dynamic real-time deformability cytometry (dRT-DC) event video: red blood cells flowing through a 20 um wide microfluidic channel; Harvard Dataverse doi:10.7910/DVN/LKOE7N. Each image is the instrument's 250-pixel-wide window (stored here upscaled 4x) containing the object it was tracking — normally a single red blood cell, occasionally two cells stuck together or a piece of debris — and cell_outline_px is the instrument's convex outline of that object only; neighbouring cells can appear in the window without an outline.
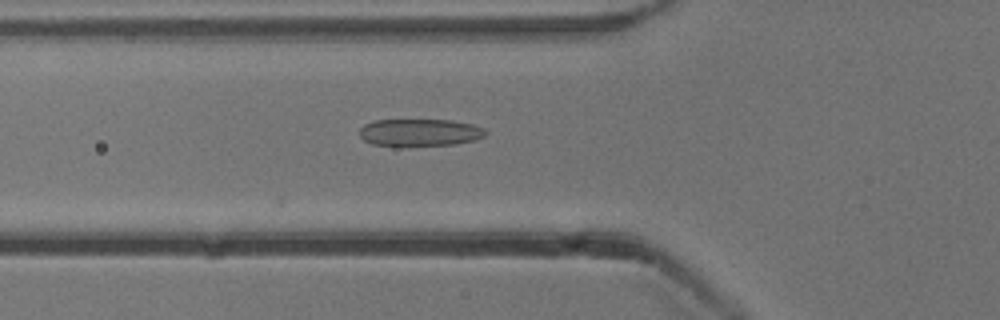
{"species": "common noctule bat (a hibernating species)", "species_latin": "Nyctalus noctula", "temperature_condition": "cold", "stored_images_in_passage": 3, "camera_frame_rate_fps": 3000, "um_per_image_px": 0.085, "animal": {"sex": "male", "body_mass_g": 13.3}, "frame": {"image": 1, "passage_image": 3, "time_ms": 0.667, "image_size_px": [1000, 320], "cell_outline_px": [[488, 132], [484, 136], [476, 140], [452, 144], [372, 144], [364, 140], [360, 136], [360, 128], [364, 124], [372, 120], [452, 120], [472, 124], [484, 128]], "centroid_in_image_um": [35.71, 11.22], "position_along_channel_um": 90.1, "area_um2": 19.54}}